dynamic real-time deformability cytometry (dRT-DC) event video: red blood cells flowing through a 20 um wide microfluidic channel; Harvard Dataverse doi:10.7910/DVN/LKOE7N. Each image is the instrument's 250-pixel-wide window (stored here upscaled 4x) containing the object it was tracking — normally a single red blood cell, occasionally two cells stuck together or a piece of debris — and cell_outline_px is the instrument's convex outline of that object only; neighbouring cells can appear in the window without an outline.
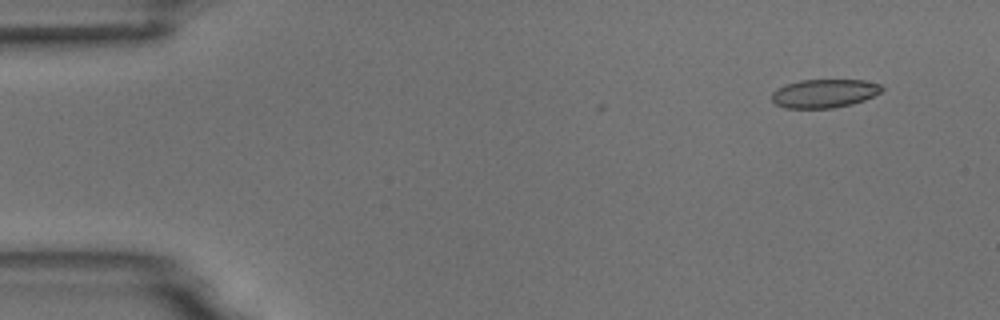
{"species": "common noctule bat (a hibernating species)", "species_latin": "Nyctalus noctula", "temperature_condition": "room temperature", "stored_images_in_passage": 8, "camera_frame_rate_fps": 3000, "um_per_image_px": 0.085, "animal": {"sex": "male", "body_mass_g": 18.8}, "frame": {"image": 1, "passage_image": 2, "time_ms": 1.333, "image_size_px": [1000, 320], "cell_outline_px": [[884, 88], [880, 92], [864, 100], [852, 104], [832, 108], [784, 108], [776, 104], [772, 100], [772, 92], [776, 88], [800, 80], [864, 80], [880, 84]], "centroid_in_image_um": [70.05, 7.94], "position_along_channel_um": 14.9, "area_um2": 18.26}}
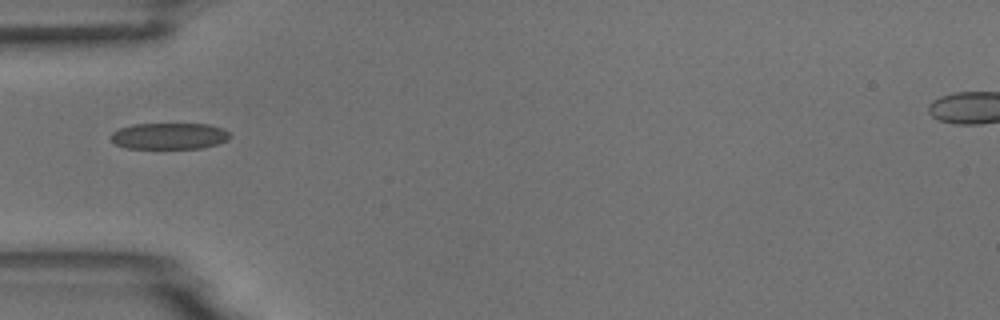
{"frame": {"image": 2, "passage_image": 5, "time_ms": 5.667, "image_size_px": [1000, 320], "cell_outline_px": [[232, 136], [228, 140], [204, 148], [128, 148], [116, 144], [108, 136], [112, 132], [120, 128], [132, 124], [208, 124], [224, 128]], "centroid_in_image_um": [14.4, 11.56], "position_along_channel_um": 70.6, "area_um2": 18.38}}